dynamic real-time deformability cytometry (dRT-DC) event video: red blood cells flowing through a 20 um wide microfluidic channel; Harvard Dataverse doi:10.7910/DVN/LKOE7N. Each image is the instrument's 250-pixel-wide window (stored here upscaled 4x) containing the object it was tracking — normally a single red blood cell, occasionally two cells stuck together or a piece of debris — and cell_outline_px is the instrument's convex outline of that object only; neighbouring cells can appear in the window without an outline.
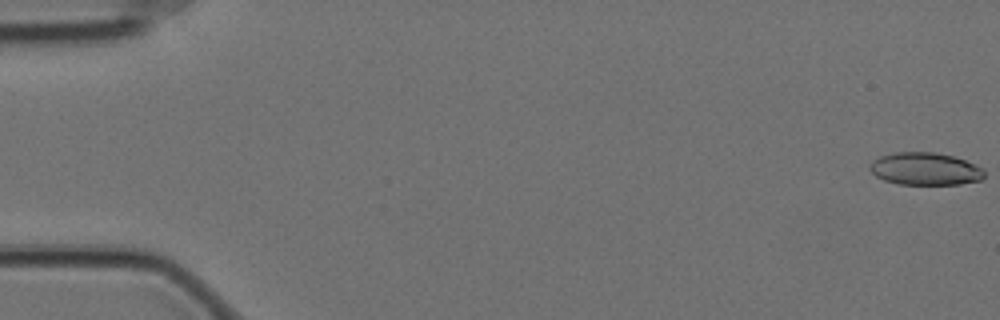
{"species": "Egyptian fruit bat (a non-hibernating species)", "species_latin": "Rousettus aegyptiacus", "temperature_condition": "cold", "stored_images_in_passage": 58, "camera_frame_rate_fps": 3000, "um_per_image_px": 0.085, "animal": {"sex": "female"}, "frame": {"image": 1, "passage_image": 1, "time_ms": 0.0, "image_size_px": [1000, 320], "cell_outline_px": [[984, 176], [980, 180], [960, 184], [900, 184], [884, 180], [876, 176], [868, 168], [872, 160], [880, 156], [896, 152], [936, 152], [952, 156], [964, 160], [984, 168]], "centroid_in_image_um": [78.63, 14.35], "position_along_channel_um": 6.4, "area_um2": 21.68}}
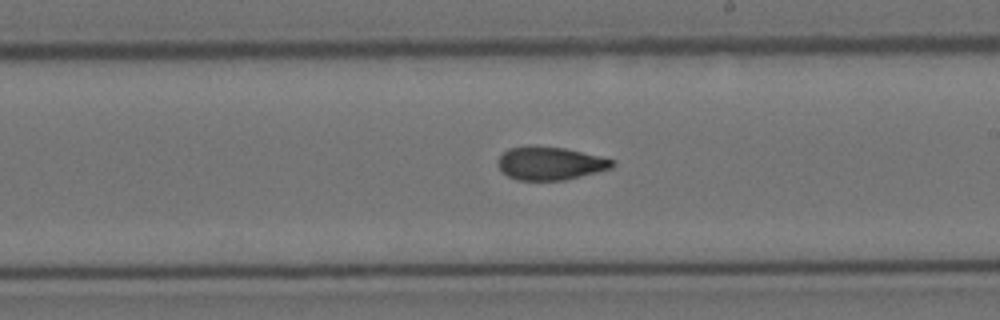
{"frame": {"image": 2, "passage_image": 34, "time_ms": 11.0, "image_size_px": [1000, 320], "cell_outline_px": [[616, 164], [612, 168], [564, 180], [516, 180], [508, 176], [496, 164], [496, 160], [508, 148], [532, 144], [564, 148], [600, 156], [616, 160]], "centroid_in_image_um": [46.74, 13.86], "position_along_channel_um": 242.3, "area_um2": 22.37}}
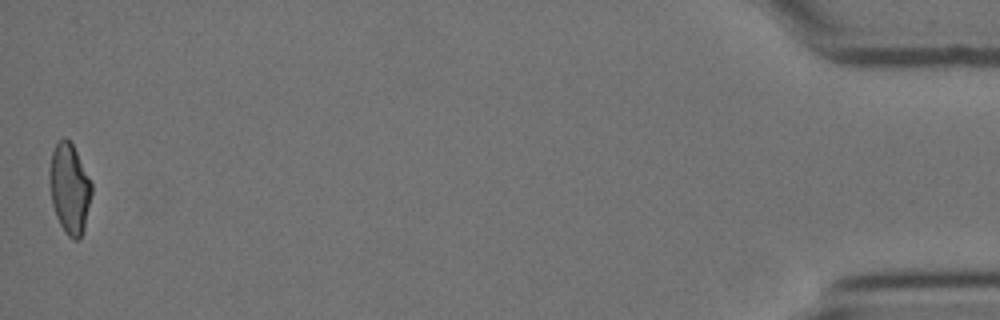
{"frame": {"image": 3, "passage_image": 58, "time_ms": 19.0, "image_size_px": [1000, 320], "cell_outline_px": [[92, 192], [84, 232], [80, 240], [72, 240], [64, 232], [56, 216], [52, 204], [48, 172], [52, 152], [56, 144], [64, 136], [72, 144], [92, 184]], "centroid_in_image_um": [5.91, 16.08], "position_along_channel_um": 429.3, "area_um2": 22.2}, "authors_computed_cell_mechanics": {"area_um2": 22.3975, "velocity_mm_per_s": 3.5101, "shape_relaxation_time_tau1_ms": 9.7993, "shape_relaxation_time_tau2_ms": 2.8867, "deformation_change_tau1": 0.2107, "deformation_change_tau2": 0.0972}}